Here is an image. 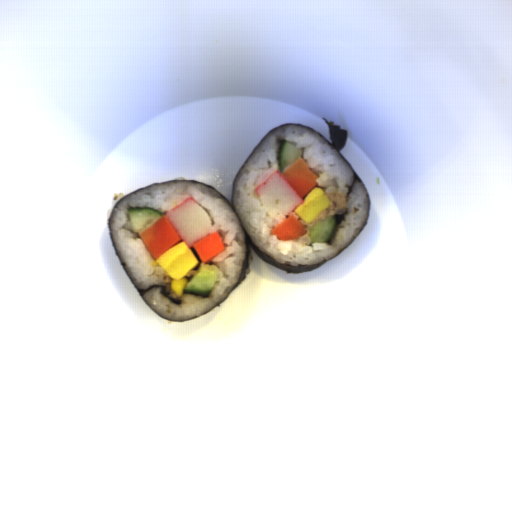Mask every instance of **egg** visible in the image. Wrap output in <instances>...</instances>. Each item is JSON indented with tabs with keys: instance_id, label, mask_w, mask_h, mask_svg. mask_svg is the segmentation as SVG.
<instances>
[{
	"instance_id": "d2b9013d",
	"label": "egg",
	"mask_w": 512,
	"mask_h": 512,
	"mask_svg": "<svg viewBox=\"0 0 512 512\" xmlns=\"http://www.w3.org/2000/svg\"><path fill=\"white\" fill-rule=\"evenodd\" d=\"M199 261L186 241H180L167 249L158 259L161 269L170 277V291L177 297L183 293L189 282L186 274L198 265Z\"/></svg>"
},
{
	"instance_id": "2799bb9f",
	"label": "egg",
	"mask_w": 512,
	"mask_h": 512,
	"mask_svg": "<svg viewBox=\"0 0 512 512\" xmlns=\"http://www.w3.org/2000/svg\"><path fill=\"white\" fill-rule=\"evenodd\" d=\"M330 204H332V201H330L327 194L324 193V189L314 187L307 194L303 203L296 206L294 213L305 222L311 223L317 218L319 212L328 208Z\"/></svg>"
}]
</instances>
